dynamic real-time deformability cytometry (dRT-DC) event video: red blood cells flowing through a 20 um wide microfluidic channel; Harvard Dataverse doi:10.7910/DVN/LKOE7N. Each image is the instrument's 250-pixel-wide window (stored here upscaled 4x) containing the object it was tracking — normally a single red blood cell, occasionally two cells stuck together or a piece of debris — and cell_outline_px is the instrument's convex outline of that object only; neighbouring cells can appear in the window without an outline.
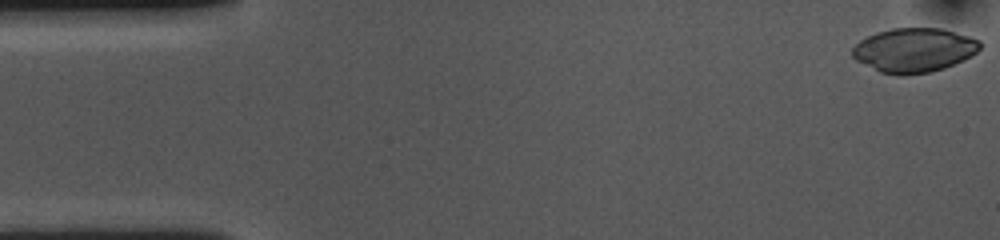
{"species": "common noctule bat (a hibernating species)", "species_latin": "Nyctalus noctula", "temperature_condition": "cold", "stored_images_in_passage": 54, "camera_frame_rate_fps": 3000, "um_per_image_px": 0.085, "animal": {"sex": "female", "body_mass_g": 10.0, "forearm_length_mm": 53.1}, "frame": {"image": 1, "passage_image": 1, "time_ms": 0.0, "image_size_px": [1000, 240], "cell_outline_px": [[984, 44], [972, 56], [964, 60], [944, 68], [932, 72], [900, 76], [880, 72], [856, 60], [852, 56], [852, 48], [860, 40], [876, 32], [892, 28], [940, 28], [968, 36], [980, 40]], "centroid_in_image_um": [77.71, 4.27], "position_along_channel_um": 7.3, "area_um2": 33.06}}